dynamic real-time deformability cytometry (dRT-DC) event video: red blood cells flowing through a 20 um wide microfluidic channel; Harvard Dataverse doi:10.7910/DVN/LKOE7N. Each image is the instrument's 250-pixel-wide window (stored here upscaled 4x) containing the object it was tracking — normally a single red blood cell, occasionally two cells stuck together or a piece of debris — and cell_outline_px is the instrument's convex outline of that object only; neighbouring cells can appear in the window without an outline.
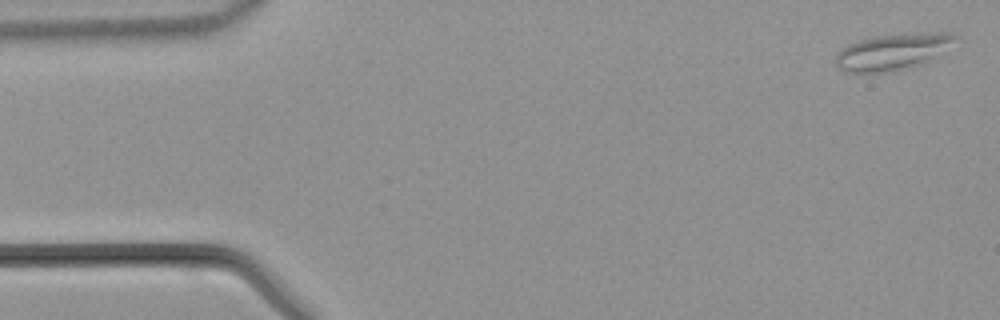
{"species": "common noctule bat (a hibernating species)", "species_latin": "Nyctalus noctula", "temperature_condition": "warm", "stored_images_in_passage": 11, "camera_frame_rate_fps": 3000, "um_per_image_px": 0.085, "animal": {"sex": "male", "body_mass_g": 21.5, "forearm_length_mm": 52.0}, "frame": {"image": 1, "passage_image": 1, "time_ms": 0.0, "image_size_px": [1000, 320], "cell_outline_px": [[956, 36], [924, 64], [892, 72], [844, 72], [836, 64], [836, 56], [848, 44], [860, 40], [876, 36], [924, 32], [948, 32]], "centroid_in_image_um": [75.79, 4.41], "position_along_channel_um": 9.2, "area_um2": 24.51}}